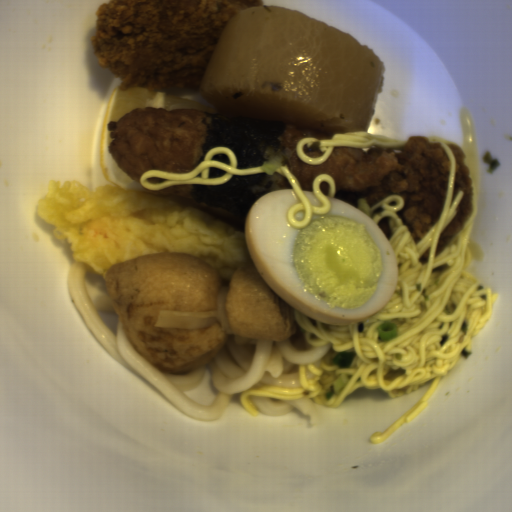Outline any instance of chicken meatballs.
<instances>
[{"instance_id": "1", "label": "chicken meatballs", "mask_w": 512, "mask_h": 512, "mask_svg": "<svg viewBox=\"0 0 512 512\" xmlns=\"http://www.w3.org/2000/svg\"><path fill=\"white\" fill-rule=\"evenodd\" d=\"M332 136L283 126L281 136L264 150L261 163L272 191L292 189L288 179L276 172L287 164L303 191L313 192L316 176L331 175L336 186L334 197L357 209L360 198H366L371 208L389 195H400L403 209L395 213L409 228L416 245L437 222L446 197L451 160L441 144L415 135L398 148L333 147L320 165H307L298 158L300 139L321 141Z\"/></svg>"}, {"instance_id": "6", "label": "chicken meatballs", "mask_w": 512, "mask_h": 512, "mask_svg": "<svg viewBox=\"0 0 512 512\" xmlns=\"http://www.w3.org/2000/svg\"><path fill=\"white\" fill-rule=\"evenodd\" d=\"M321 192L328 197L329 196V184L326 181H323L319 185Z\"/></svg>"}, {"instance_id": "2", "label": "chicken meatballs", "mask_w": 512, "mask_h": 512, "mask_svg": "<svg viewBox=\"0 0 512 512\" xmlns=\"http://www.w3.org/2000/svg\"><path fill=\"white\" fill-rule=\"evenodd\" d=\"M211 117L186 109H134L106 123L108 154L138 180L149 169L190 173L203 162Z\"/></svg>"}, {"instance_id": "3", "label": "chicken meatballs", "mask_w": 512, "mask_h": 512, "mask_svg": "<svg viewBox=\"0 0 512 512\" xmlns=\"http://www.w3.org/2000/svg\"><path fill=\"white\" fill-rule=\"evenodd\" d=\"M448 147L453 152L456 163L455 185L452 201L458 191H463L464 197L459 203L457 215L439 235L436 256L450 242V240L457 234L473 214V181L472 178H469L471 170L464 163V160L468 158L467 154L463 147L454 142L449 143Z\"/></svg>"}, {"instance_id": "5", "label": "chicken meatballs", "mask_w": 512, "mask_h": 512, "mask_svg": "<svg viewBox=\"0 0 512 512\" xmlns=\"http://www.w3.org/2000/svg\"><path fill=\"white\" fill-rule=\"evenodd\" d=\"M304 155L309 158H319L321 155H323V152H320L317 146L314 144L311 148H307L306 145L303 148Z\"/></svg>"}, {"instance_id": "4", "label": "chicken meatballs", "mask_w": 512, "mask_h": 512, "mask_svg": "<svg viewBox=\"0 0 512 512\" xmlns=\"http://www.w3.org/2000/svg\"><path fill=\"white\" fill-rule=\"evenodd\" d=\"M199 187H200V185L179 184V185H175V186H170L161 191H153V192L186 202L189 199H191L192 197H194L195 195H197Z\"/></svg>"}, {"instance_id": "7", "label": "chicken meatballs", "mask_w": 512, "mask_h": 512, "mask_svg": "<svg viewBox=\"0 0 512 512\" xmlns=\"http://www.w3.org/2000/svg\"><path fill=\"white\" fill-rule=\"evenodd\" d=\"M147 181H150L153 184L160 183L161 181H164L163 178L159 177H149Z\"/></svg>"}]
</instances>
